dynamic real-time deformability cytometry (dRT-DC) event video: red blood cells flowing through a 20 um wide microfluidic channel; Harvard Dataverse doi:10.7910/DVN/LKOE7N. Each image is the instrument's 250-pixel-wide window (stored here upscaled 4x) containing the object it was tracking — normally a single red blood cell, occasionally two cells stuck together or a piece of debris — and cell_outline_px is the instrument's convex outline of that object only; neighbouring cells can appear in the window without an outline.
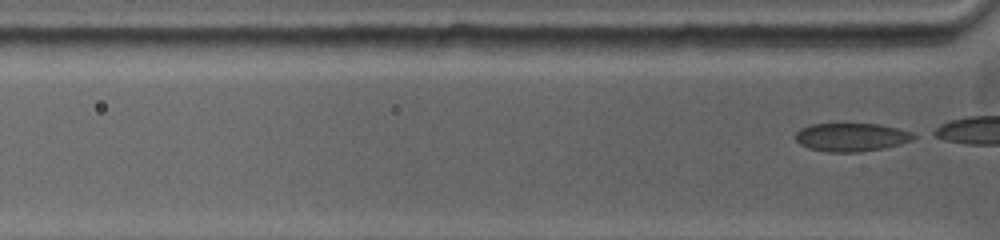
{"species": "common noctule bat (a hibernating species)", "species_latin": "Nyctalus noctula", "temperature_condition": "warm", "stored_images_in_passage": 2, "camera_frame_rate_fps": 5000, "um_per_image_px": 0.085, "animal": {"sex": "female", "body_mass_g": 19.0, "forearm_length_mm": 53.3}, "frame": {"image": 1, "passage_image": 2, "time_ms": 0.4, "image_size_px": [1000, 240], "cell_outline_px": [[920, 136], [912, 140], [900, 144], [884, 148], [860, 152], [828, 152], [808, 148], [800, 144], [792, 136], [800, 128], [808, 124], [844, 120], [876, 124], [896, 128], [912, 132]], "centroid_in_image_um": [72.31, 11.6], "position_along_channel_um": 53.5, "area_um2": 20.69}}